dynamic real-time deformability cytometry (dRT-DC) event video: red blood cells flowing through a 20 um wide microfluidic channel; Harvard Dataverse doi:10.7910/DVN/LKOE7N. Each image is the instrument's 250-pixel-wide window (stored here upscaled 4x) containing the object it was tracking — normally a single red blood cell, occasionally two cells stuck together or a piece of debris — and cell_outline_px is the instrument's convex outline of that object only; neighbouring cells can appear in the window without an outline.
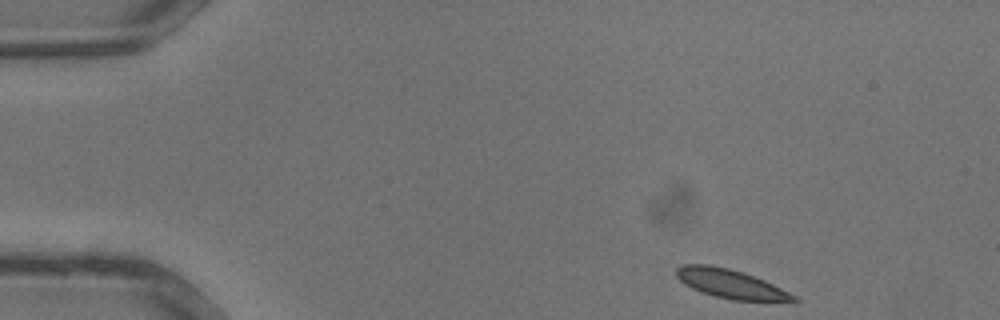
{"species": "common noctule bat (a hibernating species)", "species_latin": "Nyctalus noctula", "temperature_condition": "warm", "stored_images_in_passage": 32, "camera_frame_rate_fps": 3000, "um_per_image_px": 0.085, "animal": {"sex": "male", "body_mass_g": 13.3}, "frame": {"image": 1, "passage_image": 1, "time_ms": 0.0, "image_size_px": [1000, 320], "cell_outline_px": [[800, 300], [732, 300], [700, 292], [684, 284], [676, 276], [676, 268], [684, 264], [708, 264], [728, 268], [744, 272], [764, 280], [796, 296]], "centroid_in_image_um": [62.02, 24.1], "position_along_channel_um": 23.0, "area_um2": 19.42}}
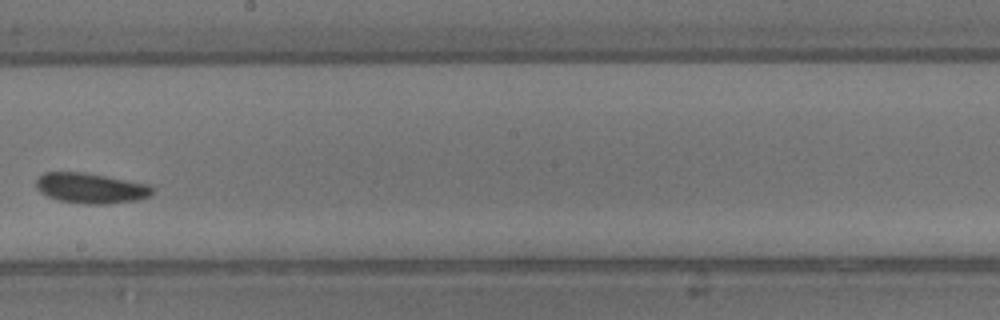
{"frame": {"image": 2, "passage_image": 17, "time_ms": 5.333, "image_size_px": [1000, 320], "cell_outline_px": [[152, 192], [148, 196], [136, 200], [108, 204], [84, 204], [60, 200], [48, 196], [40, 192], [36, 188], [36, 180], [44, 172], [84, 172], [148, 184], [152, 188]], "centroid_in_image_um": [7.68, 15.99], "position_along_channel_um": 240.5, "area_um2": 20.35}}
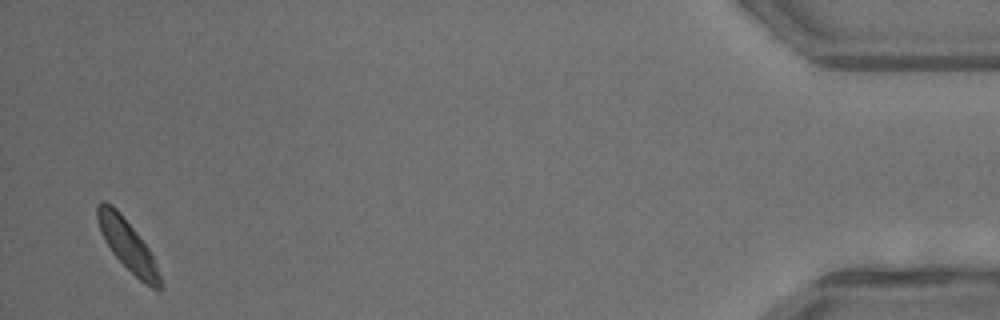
{"frame": {"image": 3, "passage_image": 31, "time_ms": 10.0, "image_size_px": [1000, 320], "cell_outline_px": [[160, 292], [144, 284], [112, 252], [104, 240], [96, 216], [96, 204], [100, 200], [104, 200], [112, 204], [120, 212], [136, 232], [148, 248], [156, 264], [160, 276]], "centroid_in_image_um": [10.81, 20.78], "position_along_channel_um": 424.4, "area_um2": 18.26}}